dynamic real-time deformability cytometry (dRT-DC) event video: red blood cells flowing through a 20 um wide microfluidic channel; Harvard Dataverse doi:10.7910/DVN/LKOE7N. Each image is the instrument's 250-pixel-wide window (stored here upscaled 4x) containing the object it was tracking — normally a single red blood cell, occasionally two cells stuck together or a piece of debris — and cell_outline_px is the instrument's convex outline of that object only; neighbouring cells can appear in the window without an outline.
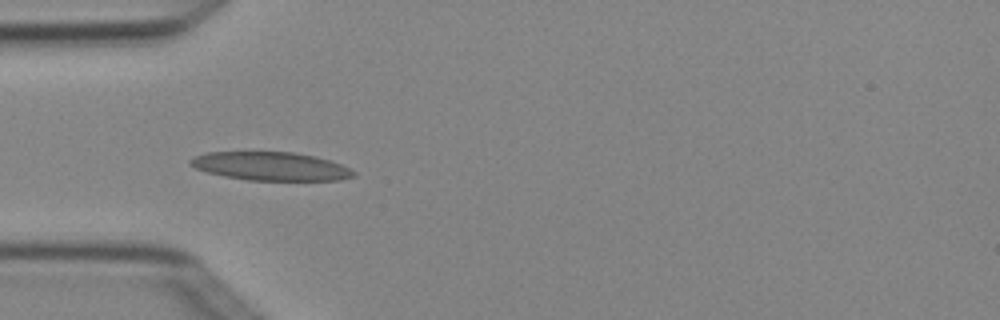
{"species": "Egyptian fruit bat (a non-hibernating species)", "species_latin": "Rousettus aegyptiacus", "temperature_condition": "cold", "stored_images_in_passage": 7, "camera_frame_rate_fps": 3000, "um_per_image_px": 0.085, "animal": {"sex": "female"}, "frame": {"image": 1, "passage_image": 4, "time_ms": 1.0, "image_size_px": [1000, 320], "cell_outline_px": [[356, 176], [340, 180], [248, 180], [224, 176], [208, 172], [196, 168], [188, 164], [188, 160], [192, 156], [204, 152], [292, 152], [316, 156], [340, 164], [356, 172]], "centroid_in_image_um": [22.98, 14.12], "position_along_channel_um": 62.0, "area_um2": 27.11}}
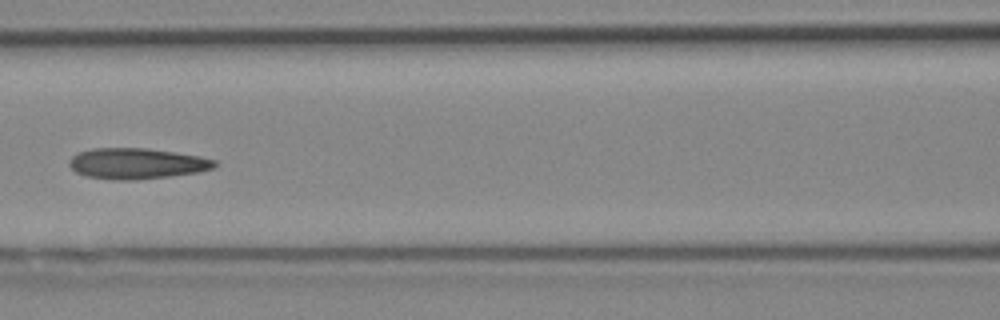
{"frame": {"image": 2, "passage_image": 6, "time_ms": 1.667, "image_size_px": [1000, 320], "cell_outline_px": [[220, 164], [212, 168], [200, 172], [136, 180], [112, 180], [88, 176], [76, 172], [68, 164], [68, 160], [76, 152], [92, 148], [148, 148], [176, 152], [200, 156], [216, 160]], "centroid_in_image_um": [11.63, 13.89], "position_along_channel_um": 155.0, "area_um2": 26.36}}
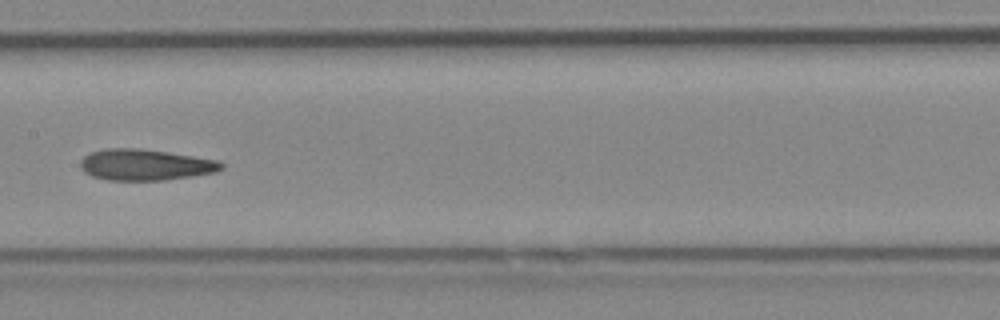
{"frame": {"image": 3, "passage_image": 7, "time_ms": 2.0, "image_size_px": [1000, 320], "cell_outline_px": [[224, 168], [216, 172], [192, 176], [164, 180], [108, 180], [92, 176], [84, 172], [80, 168], [80, 160], [84, 156], [92, 152], [108, 148], [140, 148], [192, 156], [216, 160], [224, 164]], "centroid_in_image_um": [12.33, 14.01], "position_along_channel_um": 195.1, "area_um2": 25.49}}